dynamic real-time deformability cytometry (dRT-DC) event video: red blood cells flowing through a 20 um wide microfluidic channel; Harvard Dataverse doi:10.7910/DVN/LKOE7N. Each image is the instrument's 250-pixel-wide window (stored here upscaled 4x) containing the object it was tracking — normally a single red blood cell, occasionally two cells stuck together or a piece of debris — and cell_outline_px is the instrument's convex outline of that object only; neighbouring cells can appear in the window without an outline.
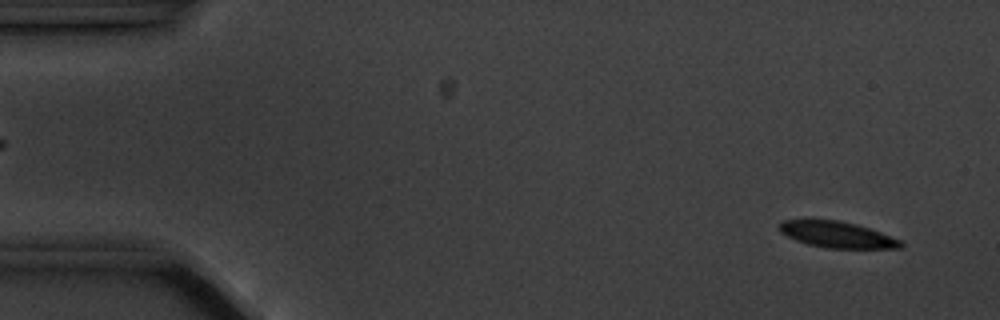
{"species": "common noctule bat (a hibernating species)", "species_latin": "Nyctalus noctula", "temperature_condition": "cold", "stored_images_in_passage": 4, "segment_of_instrument_passage": [2, 2], "camera_frame_rate_fps": 3000, "um_per_image_px": 0.085, "animal": {"sex": "male", "body_mass_g": 20.1, "forearm_length_mm": 53.5}, "frame": {"image": 1, "passage_image": 4, "time_ms": 3.667, "image_size_px": [1000, 320], "cell_outline_px": [[904, 244], [900, 248], [828, 248], [808, 244], [796, 240], [780, 232], [780, 220], [840, 220], [856, 224], [880, 232], [900, 240]], "centroid_in_image_um": [71.15, 19.94], "position_along_channel_um": 13.8, "area_um2": 18.26}}